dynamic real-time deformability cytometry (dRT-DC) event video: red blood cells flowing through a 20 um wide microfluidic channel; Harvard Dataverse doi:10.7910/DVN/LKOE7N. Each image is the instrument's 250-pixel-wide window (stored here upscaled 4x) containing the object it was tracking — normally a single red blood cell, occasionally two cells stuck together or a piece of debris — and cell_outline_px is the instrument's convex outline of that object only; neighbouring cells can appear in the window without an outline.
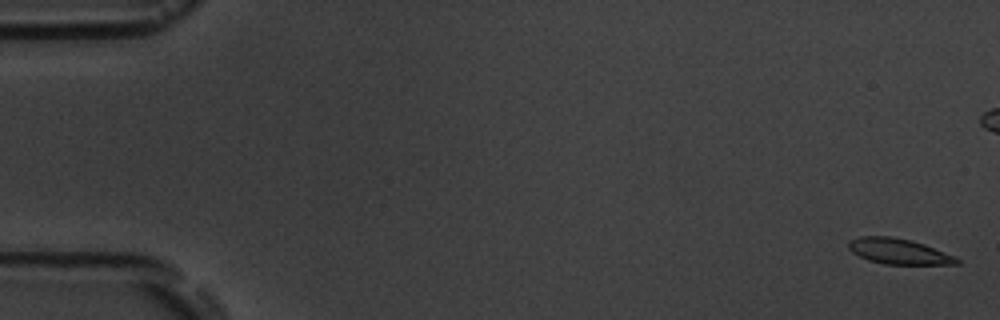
{"species": "common noctule bat (a hibernating species)", "species_latin": "Nyctalus noctula", "temperature_condition": "room temperature", "stored_images_in_passage": 7, "camera_frame_rate_fps": 3000, "um_per_image_px": 0.085, "animal": {"sex": "male", "body_mass_g": 19.5, "forearm_length_mm": 54.6}, "frame": {"image": 1, "passage_image": 1, "time_ms": 0.0, "image_size_px": [1000, 320], "cell_outline_px": [[960, 264], [884, 264], [868, 260], [852, 252], [848, 248], [848, 240], [860, 236], [888, 236], [908, 240], [924, 244], [956, 256], [960, 260]], "centroid_in_image_um": [76.38, 21.37], "position_along_channel_um": 8.6, "area_um2": 16.07}}